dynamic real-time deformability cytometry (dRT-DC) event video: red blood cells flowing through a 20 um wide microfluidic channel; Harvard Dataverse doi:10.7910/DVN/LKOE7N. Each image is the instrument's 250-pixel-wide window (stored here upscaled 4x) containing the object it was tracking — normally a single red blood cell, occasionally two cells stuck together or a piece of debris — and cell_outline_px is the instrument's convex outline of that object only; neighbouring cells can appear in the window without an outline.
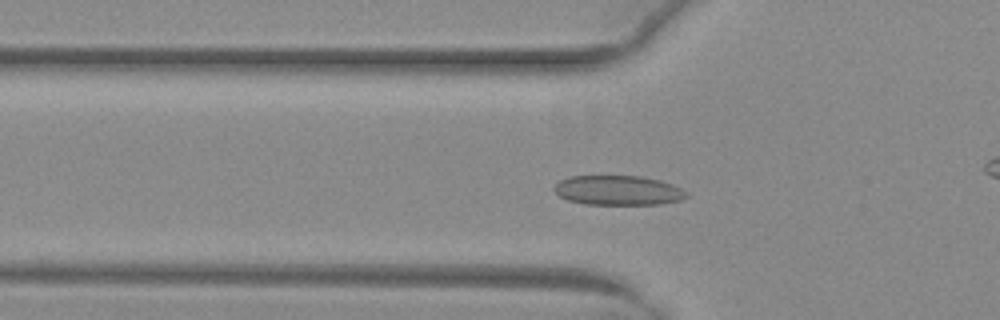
{"species": "common noctule bat (a hibernating species)", "species_latin": "Nyctalus noctula", "temperature_condition": "warm", "stored_images_in_passage": 49, "camera_frame_rate_fps": 3000, "um_per_image_px": 0.085, "animal": {"sex": "female", "body_mass_g": 29.2, "forearm_length_mm": 56.3}, "frame": {"image": 1, "passage_image": 14, "time_ms": 4.333, "image_size_px": [1000, 320], "cell_outline_px": [[688, 196], [680, 200], [660, 204], [584, 204], [568, 200], [560, 196], [552, 188], [560, 180], [568, 176], [640, 176], [660, 180], [672, 184], [688, 192]], "centroid_in_image_um": [52.53, 16.17], "position_along_channel_um": 73.3, "area_um2": 22.83}}
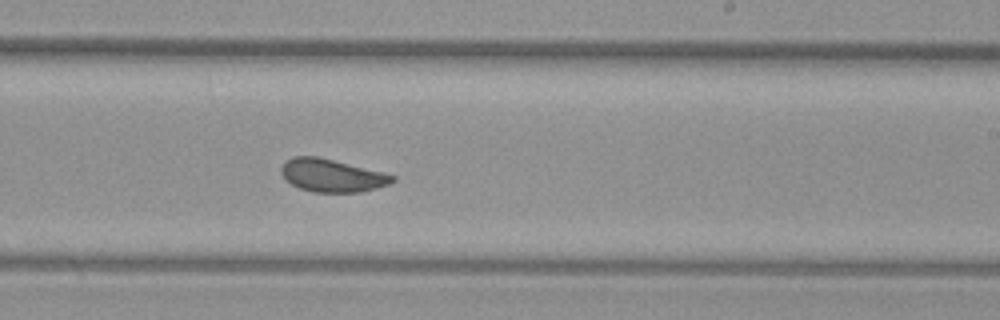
{"frame": {"image": 2, "passage_image": 28, "time_ms": 9.0, "image_size_px": [1000, 320], "cell_outline_px": [[396, 180], [388, 184], [376, 188], [360, 192], [312, 192], [300, 188], [292, 184], [280, 172], [280, 168], [284, 160], [292, 156], [316, 156], [384, 172], [396, 176]], "centroid_in_image_um": [28.2, 14.91], "position_along_channel_um": 260.8, "area_um2": 21.27}}
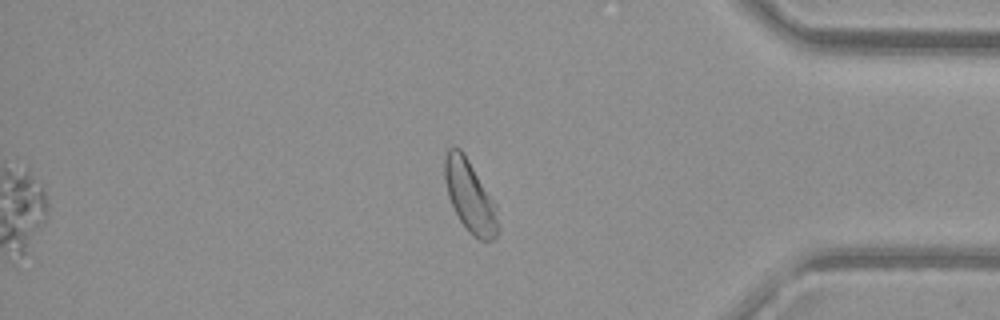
{"frame": {"image": 3, "passage_image": 40, "time_ms": 13.0, "image_size_px": [1000, 320], "cell_outline_px": [[496, 236], [492, 240], [480, 240], [472, 236], [468, 232], [460, 220], [448, 196], [444, 180], [444, 160], [448, 148], [460, 148], [464, 152], [496, 204]], "centroid_in_image_um": [39.91, 16.65], "position_along_channel_um": 395.3, "area_um2": 21.96}, "authors_computed_cell_mechanics": {"area_um2": 22.4264, "velocity_mm_per_s": 4.0149, "shape_relaxation_time_tau1_ms": 3.8254, "shape_relaxation_time_tau2_ms": 0.8011, "deformation_change_tau1": 0.104, "deformation_change_tau2": 0.0432}}